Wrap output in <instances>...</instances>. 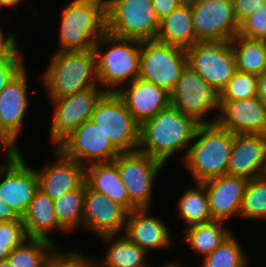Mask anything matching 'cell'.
<instances>
[{
  "label": "cell",
  "mask_w": 266,
  "mask_h": 267,
  "mask_svg": "<svg viewBox=\"0 0 266 267\" xmlns=\"http://www.w3.org/2000/svg\"><path fill=\"white\" fill-rule=\"evenodd\" d=\"M199 125L170 105L140 125L138 151L165 163L174 152L190 146Z\"/></svg>",
  "instance_id": "obj_1"
},
{
  "label": "cell",
  "mask_w": 266,
  "mask_h": 267,
  "mask_svg": "<svg viewBox=\"0 0 266 267\" xmlns=\"http://www.w3.org/2000/svg\"><path fill=\"white\" fill-rule=\"evenodd\" d=\"M55 248L53 242L29 238L22 245L15 247L7 259L12 267H46L58 251Z\"/></svg>",
  "instance_id": "obj_30"
},
{
  "label": "cell",
  "mask_w": 266,
  "mask_h": 267,
  "mask_svg": "<svg viewBox=\"0 0 266 267\" xmlns=\"http://www.w3.org/2000/svg\"><path fill=\"white\" fill-rule=\"evenodd\" d=\"M258 97L266 104V70L257 76Z\"/></svg>",
  "instance_id": "obj_44"
},
{
  "label": "cell",
  "mask_w": 266,
  "mask_h": 267,
  "mask_svg": "<svg viewBox=\"0 0 266 267\" xmlns=\"http://www.w3.org/2000/svg\"><path fill=\"white\" fill-rule=\"evenodd\" d=\"M0 267H12L8 259L0 260Z\"/></svg>",
  "instance_id": "obj_47"
},
{
  "label": "cell",
  "mask_w": 266,
  "mask_h": 267,
  "mask_svg": "<svg viewBox=\"0 0 266 267\" xmlns=\"http://www.w3.org/2000/svg\"><path fill=\"white\" fill-rule=\"evenodd\" d=\"M238 35L248 39L266 41V4L239 24Z\"/></svg>",
  "instance_id": "obj_37"
},
{
  "label": "cell",
  "mask_w": 266,
  "mask_h": 267,
  "mask_svg": "<svg viewBox=\"0 0 266 267\" xmlns=\"http://www.w3.org/2000/svg\"><path fill=\"white\" fill-rule=\"evenodd\" d=\"M16 40L14 34H9L5 37L3 30L0 27V56L12 54L17 49Z\"/></svg>",
  "instance_id": "obj_42"
},
{
  "label": "cell",
  "mask_w": 266,
  "mask_h": 267,
  "mask_svg": "<svg viewBox=\"0 0 266 267\" xmlns=\"http://www.w3.org/2000/svg\"><path fill=\"white\" fill-rule=\"evenodd\" d=\"M188 66L218 94L237 71L230 41L196 42L186 49Z\"/></svg>",
  "instance_id": "obj_9"
},
{
  "label": "cell",
  "mask_w": 266,
  "mask_h": 267,
  "mask_svg": "<svg viewBox=\"0 0 266 267\" xmlns=\"http://www.w3.org/2000/svg\"><path fill=\"white\" fill-rule=\"evenodd\" d=\"M6 158L0 165V177H5L0 181V198L22 218L39 190L37 171L27 166L19 151Z\"/></svg>",
  "instance_id": "obj_15"
},
{
  "label": "cell",
  "mask_w": 266,
  "mask_h": 267,
  "mask_svg": "<svg viewBox=\"0 0 266 267\" xmlns=\"http://www.w3.org/2000/svg\"><path fill=\"white\" fill-rule=\"evenodd\" d=\"M24 67L18 49L12 54L0 56V93Z\"/></svg>",
  "instance_id": "obj_38"
},
{
  "label": "cell",
  "mask_w": 266,
  "mask_h": 267,
  "mask_svg": "<svg viewBox=\"0 0 266 267\" xmlns=\"http://www.w3.org/2000/svg\"><path fill=\"white\" fill-rule=\"evenodd\" d=\"M262 176L266 179V165L264 166L263 172H262Z\"/></svg>",
  "instance_id": "obj_49"
},
{
  "label": "cell",
  "mask_w": 266,
  "mask_h": 267,
  "mask_svg": "<svg viewBox=\"0 0 266 267\" xmlns=\"http://www.w3.org/2000/svg\"><path fill=\"white\" fill-rule=\"evenodd\" d=\"M84 197L85 182L54 200L56 217L63 231H70L81 223L83 225Z\"/></svg>",
  "instance_id": "obj_32"
},
{
  "label": "cell",
  "mask_w": 266,
  "mask_h": 267,
  "mask_svg": "<svg viewBox=\"0 0 266 267\" xmlns=\"http://www.w3.org/2000/svg\"><path fill=\"white\" fill-rule=\"evenodd\" d=\"M219 115L213 119L233 134L266 135V104L257 96L236 101H219Z\"/></svg>",
  "instance_id": "obj_16"
},
{
  "label": "cell",
  "mask_w": 266,
  "mask_h": 267,
  "mask_svg": "<svg viewBox=\"0 0 266 267\" xmlns=\"http://www.w3.org/2000/svg\"><path fill=\"white\" fill-rule=\"evenodd\" d=\"M56 157L61 159L55 164L37 170L39 190L53 201L65 193L79 188L85 182V166L76 160L66 158L57 149Z\"/></svg>",
  "instance_id": "obj_22"
},
{
  "label": "cell",
  "mask_w": 266,
  "mask_h": 267,
  "mask_svg": "<svg viewBox=\"0 0 266 267\" xmlns=\"http://www.w3.org/2000/svg\"><path fill=\"white\" fill-rule=\"evenodd\" d=\"M195 184L197 187L188 188L177 204V218H182L188 227L212 221L206 189L202 183Z\"/></svg>",
  "instance_id": "obj_31"
},
{
  "label": "cell",
  "mask_w": 266,
  "mask_h": 267,
  "mask_svg": "<svg viewBox=\"0 0 266 267\" xmlns=\"http://www.w3.org/2000/svg\"><path fill=\"white\" fill-rule=\"evenodd\" d=\"M28 238L22 220L0 222V260H5L15 247Z\"/></svg>",
  "instance_id": "obj_36"
},
{
  "label": "cell",
  "mask_w": 266,
  "mask_h": 267,
  "mask_svg": "<svg viewBox=\"0 0 266 267\" xmlns=\"http://www.w3.org/2000/svg\"><path fill=\"white\" fill-rule=\"evenodd\" d=\"M266 165V135L233 134L227 175L248 180L262 175Z\"/></svg>",
  "instance_id": "obj_20"
},
{
  "label": "cell",
  "mask_w": 266,
  "mask_h": 267,
  "mask_svg": "<svg viewBox=\"0 0 266 267\" xmlns=\"http://www.w3.org/2000/svg\"><path fill=\"white\" fill-rule=\"evenodd\" d=\"M91 120L121 153L138 150L140 125L116 92H106L103 95L92 113Z\"/></svg>",
  "instance_id": "obj_8"
},
{
  "label": "cell",
  "mask_w": 266,
  "mask_h": 267,
  "mask_svg": "<svg viewBox=\"0 0 266 267\" xmlns=\"http://www.w3.org/2000/svg\"><path fill=\"white\" fill-rule=\"evenodd\" d=\"M242 246L230 234L212 253L205 256L202 267H245L247 258Z\"/></svg>",
  "instance_id": "obj_34"
},
{
  "label": "cell",
  "mask_w": 266,
  "mask_h": 267,
  "mask_svg": "<svg viewBox=\"0 0 266 267\" xmlns=\"http://www.w3.org/2000/svg\"><path fill=\"white\" fill-rule=\"evenodd\" d=\"M248 179L222 175L202 182L204 185L212 220L223 221L228 217H238Z\"/></svg>",
  "instance_id": "obj_21"
},
{
  "label": "cell",
  "mask_w": 266,
  "mask_h": 267,
  "mask_svg": "<svg viewBox=\"0 0 266 267\" xmlns=\"http://www.w3.org/2000/svg\"><path fill=\"white\" fill-rule=\"evenodd\" d=\"M106 92L107 88L95 86L51 100L55 107L50 131L51 141L58 144L80 124L91 120L98 101Z\"/></svg>",
  "instance_id": "obj_14"
},
{
  "label": "cell",
  "mask_w": 266,
  "mask_h": 267,
  "mask_svg": "<svg viewBox=\"0 0 266 267\" xmlns=\"http://www.w3.org/2000/svg\"><path fill=\"white\" fill-rule=\"evenodd\" d=\"M60 51H89L107 31L106 0H74L62 10Z\"/></svg>",
  "instance_id": "obj_4"
},
{
  "label": "cell",
  "mask_w": 266,
  "mask_h": 267,
  "mask_svg": "<svg viewBox=\"0 0 266 267\" xmlns=\"http://www.w3.org/2000/svg\"><path fill=\"white\" fill-rule=\"evenodd\" d=\"M128 211L104 194L92 190L85 182L83 225L98 236L119 235L124 230Z\"/></svg>",
  "instance_id": "obj_17"
},
{
  "label": "cell",
  "mask_w": 266,
  "mask_h": 267,
  "mask_svg": "<svg viewBox=\"0 0 266 267\" xmlns=\"http://www.w3.org/2000/svg\"><path fill=\"white\" fill-rule=\"evenodd\" d=\"M28 238L43 239L53 242L49 238V231L62 229L56 217L54 201L41 190H38L25 214L22 216Z\"/></svg>",
  "instance_id": "obj_26"
},
{
  "label": "cell",
  "mask_w": 266,
  "mask_h": 267,
  "mask_svg": "<svg viewBox=\"0 0 266 267\" xmlns=\"http://www.w3.org/2000/svg\"><path fill=\"white\" fill-rule=\"evenodd\" d=\"M194 139L196 141L185 150L183 160L195 182L202 183L225 175L233 145V133L217 123L200 124Z\"/></svg>",
  "instance_id": "obj_2"
},
{
  "label": "cell",
  "mask_w": 266,
  "mask_h": 267,
  "mask_svg": "<svg viewBox=\"0 0 266 267\" xmlns=\"http://www.w3.org/2000/svg\"><path fill=\"white\" fill-rule=\"evenodd\" d=\"M160 27L152 0H106L107 32L139 41L156 39Z\"/></svg>",
  "instance_id": "obj_6"
},
{
  "label": "cell",
  "mask_w": 266,
  "mask_h": 267,
  "mask_svg": "<svg viewBox=\"0 0 266 267\" xmlns=\"http://www.w3.org/2000/svg\"><path fill=\"white\" fill-rule=\"evenodd\" d=\"M42 76L51 100L98 86L96 56L89 51H58Z\"/></svg>",
  "instance_id": "obj_3"
},
{
  "label": "cell",
  "mask_w": 266,
  "mask_h": 267,
  "mask_svg": "<svg viewBox=\"0 0 266 267\" xmlns=\"http://www.w3.org/2000/svg\"><path fill=\"white\" fill-rule=\"evenodd\" d=\"M239 216L266 220V179L262 175L248 180Z\"/></svg>",
  "instance_id": "obj_33"
},
{
  "label": "cell",
  "mask_w": 266,
  "mask_h": 267,
  "mask_svg": "<svg viewBox=\"0 0 266 267\" xmlns=\"http://www.w3.org/2000/svg\"><path fill=\"white\" fill-rule=\"evenodd\" d=\"M156 39L184 49L199 42L195 37L191 2L186 0L168 16L160 20Z\"/></svg>",
  "instance_id": "obj_25"
},
{
  "label": "cell",
  "mask_w": 266,
  "mask_h": 267,
  "mask_svg": "<svg viewBox=\"0 0 266 267\" xmlns=\"http://www.w3.org/2000/svg\"><path fill=\"white\" fill-rule=\"evenodd\" d=\"M0 145L3 146V148H6L7 156H11L14 153H17L19 151L18 148L14 147L1 133H0Z\"/></svg>",
  "instance_id": "obj_45"
},
{
  "label": "cell",
  "mask_w": 266,
  "mask_h": 267,
  "mask_svg": "<svg viewBox=\"0 0 266 267\" xmlns=\"http://www.w3.org/2000/svg\"><path fill=\"white\" fill-rule=\"evenodd\" d=\"M257 96V76L237 70L219 93V101H236Z\"/></svg>",
  "instance_id": "obj_35"
},
{
  "label": "cell",
  "mask_w": 266,
  "mask_h": 267,
  "mask_svg": "<svg viewBox=\"0 0 266 267\" xmlns=\"http://www.w3.org/2000/svg\"><path fill=\"white\" fill-rule=\"evenodd\" d=\"M100 236L110 247L104 256L103 264L94 267H149L145 263L146 251L137 244L130 242L124 235ZM115 238V240H114Z\"/></svg>",
  "instance_id": "obj_27"
},
{
  "label": "cell",
  "mask_w": 266,
  "mask_h": 267,
  "mask_svg": "<svg viewBox=\"0 0 266 267\" xmlns=\"http://www.w3.org/2000/svg\"><path fill=\"white\" fill-rule=\"evenodd\" d=\"M22 0H1V7L2 6H14L20 3Z\"/></svg>",
  "instance_id": "obj_46"
},
{
  "label": "cell",
  "mask_w": 266,
  "mask_h": 267,
  "mask_svg": "<svg viewBox=\"0 0 266 267\" xmlns=\"http://www.w3.org/2000/svg\"><path fill=\"white\" fill-rule=\"evenodd\" d=\"M147 215V208L128 212L124 236L147 253L149 249L170 246L171 236L166 224L159 218Z\"/></svg>",
  "instance_id": "obj_23"
},
{
  "label": "cell",
  "mask_w": 266,
  "mask_h": 267,
  "mask_svg": "<svg viewBox=\"0 0 266 267\" xmlns=\"http://www.w3.org/2000/svg\"><path fill=\"white\" fill-rule=\"evenodd\" d=\"M195 37L199 42L231 41L238 35L239 22L233 0H189Z\"/></svg>",
  "instance_id": "obj_11"
},
{
  "label": "cell",
  "mask_w": 266,
  "mask_h": 267,
  "mask_svg": "<svg viewBox=\"0 0 266 267\" xmlns=\"http://www.w3.org/2000/svg\"><path fill=\"white\" fill-rule=\"evenodd\" d=\"M113 44L103 52V44ZM137 46H136V45ZM142 41L125 39L105 32L93 47L96 56L98 84L106 85L107 92H116L114 86L123 84L126 80L131 83L139 78L140 56ZM103 53H102V52Z\"/></svg>",
  "instance_id": "obj_5"
},
{
  "label": "cell",
  "mask_w": 266,
  "mask_h": 267,
  "mask_svg": "<svg viewBox=\"0 0 266 267\" xmlns=\"http://www.w3.org/2000/svg\"><path fill=\"white\" fill-rule=\"evenodd\" d=\"M66 158L83 166L112 162L121 153L108 136L92 120L80 124L55 147ZM85 160V161H84Z\"/></svg>",
  "instance_id": "obj_10"
},
{
  "label": "cell",
  "mask_w": 266,
  "mask_h": 267,
  "mask_svg": "<svg viewBox=\"0 0 266 267\" xmlns=\"http://www.w3.org/2000/svg\"><path fill=\"white\" fill-rule=\"evenodd\" d=\"M93 259L85 257L82 254L74 253H59L57 251L54 256L48 261L47 267H93L95 264Z\"/></svg>",
  "instance_id": "obj_39"
},
{
  "label": "cell",
  "mask_w": 266,
  "mask_h": 267,
  "mask_svg": "<svg viewBox=\"0 0 266 267\" xmlns=\"http://www.w3.org/2000/svg\"><path fill=\"white\" fill-rule=\"evenodd\" d=\"M113 162L117 165L129 200L138 209H148L154 181L164 163L138 150L120 153Z\"/></svg>",
  "instance_id": "obj_12"
},
{
  "label": "cell",
  "mask_w": 266,
  "mask_h": 267,
  "mask_svg": "<svg viewBox=\"0 0 266 267\" xmlns=\"http://www.w3.org/2000/svg\"><path fill=\"white\" fill-rule=\"evenodd\" d=\"M186 0H152L156 16L159 20L168 16Z\"/></svg>",
  "instance_id": "obj_41"
},
{
  "label": "cell",
  "mask_w": 266,
  "mask_h": 267,
  "mask_svg": "<svg viewBox=\"0 0 266 267\" xmlns=\"http://www.w3.org/2000/svg\"><path fill=\"white\" fill-rule=\"evenodd\" d=\"M230 44L235 54L238 71L258 76L266 70V41L237 35Z\"/></svg>",
  "instance_id": "obj_28"
},
{
  "label": "cell",
  "mask_w": 266,
  "mask_h": 267,
  "mask_svg": "<svg viewBox=\"0 0 266 267\" xmlns=\"http://www.w3.org/2000/svg\"><path fill=\"white\" fill-rule=\"evenodd\" d=\"M25 67L0 93V133L14 146L29 104Z\"/></svg>",
  "instance_id": "obj_19"
},
{
  "label": "cell",
  "mask_w": 266,
  "mask_h": 267,
  "mask_svg": "<svg viewBox=\"0 0 266 267\" xmlns=\"http://www.w3.org/2000/svg\"><path fill=\"white\" fill-rule=\"evenodd\" d=\"M266 0H233L235 16L239 24L251 14L262 9Z\"/></svg>",
  "instance_id": "obj_40"
},
{
  "label": "cell",
  "mask_w": 266,
  "mask_h": 267,
  "mask_svg": "<svg viewBox=\"0 0 266 267\" xmlns=\"http://www.w3.org/2000/svg\"><path fill=\"white\" fill-rule=\"evenodd\" d=\"M223 221L212 220L189 226L182 234L189 247L202 256L212 253L231 233L223 228Z\"/></svg>",
  "instance_id": "obj_29"
},
{
  "label": "cell",
  "mask_w": 266,
  "mask_h": 267,
  "mask_svg": "<svg viewBox=\"0 0 266 267\" xmlns=\"http://www.w3.org/2000/svg\"><path fill=\"white\" fill-rule=\"evenodd\" d=\"M22 220L15 211L0 198V222Z\"/></svg>",
  "instance_id": "obj_43"
},
{
  "label": "cell",
  "mask_w": 266,
  "mask_h": 267,
  "mask_svg": "<svg viewBox=\"0 0 266 267\" xmlns=\"http://www.w3.org/2000/svg\"><path fill=\"white\" fill-rule=\"evenodd\" d=\"M163 267H182V266L178 264H174V263H169V264L164 265Z\"/></svg>",
  "instance_id": "obj_48"
},
{
  "label": "cell",
  "mask_w": 266,
  "mask_h": 267,
  "mask_svg": "<svg viewBox=\"0 0 266 267\" xmlns=\"http://www.w3.org/2000/svg\"><path fill=\"white\" fill-rule=\"evenodd\" d=\"M171 94V105L200 124L205 114L219 109V94L190 66H186ZM203 117V118H202Z\"/></svg>",
  "instance_id": "obj_13"
},
{
  "label": "cell",
  "mask_w": 266,
  "mask_h": 267,
  "mask_svg": "<svg viewBox=\"0 0 266 267\" xmlns=\"http://www.w3.org/2000/svg\"><path fill=\"white\" fill-rule=\"evenodd\" d=\"M85 182L92 189L122 205L128 212L138 209L128 197L117 165L112 162L94 163L85 167Z\"/></svg>",
  "instance_id": "obj_24"
},
{
  "label": "cell",
  "mask_w": 266,
  "mask_h": 267,
  "mask_svg": "<svg viewBox=\"0 0 266 267\" xmlns=\"http://www.w3.org/2000/svg\"><path fill=\"white\" fill-rule=\"evenodd\" d=\"M116 93L139 125L171 105L170 92L141 78L131 82L128 89L119 87Z\"/></svg>",
  "instance_id": "obj_18"
},
{
  "label": "cell",
  "mask_w": 266,
  "mask_h": 267,
  "mask_svg": "<svg viewBox=\"0 0 266 267\" xmlns=\"http://www.w3.org/2000/svg\"><path fill=\"white\" fill-rule=\"evenodd\" d=\"M188 65L186 49L158 41H142L139 78L172 92Z\"/></svg>",
  "instance_id": "obj_7"
}]
</instances>
